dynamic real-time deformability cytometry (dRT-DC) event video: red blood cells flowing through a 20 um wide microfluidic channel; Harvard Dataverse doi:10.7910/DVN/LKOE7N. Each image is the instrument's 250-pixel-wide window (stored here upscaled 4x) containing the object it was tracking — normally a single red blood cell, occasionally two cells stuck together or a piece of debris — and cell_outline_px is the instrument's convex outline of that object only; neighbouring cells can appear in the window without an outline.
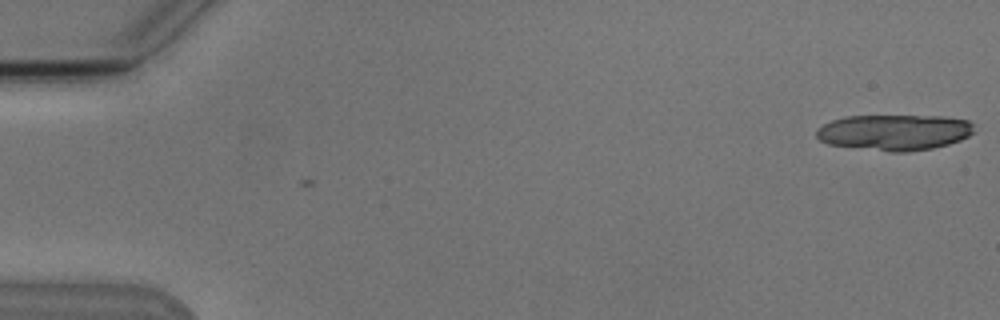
{"species": "Egyptian fruit bat (a non-hibernating species)", "species_latin": "Rousettus aegyptiacus", "temperature_condition": "cold", "stored_images_in_passage": 4, "camera_frame_rate_fps": 3000, "um_per_image_px": 0.085, "animal": {"sex": "male"}, "frame": {"image": 1, "passage_image": 1, "time_ms": 0.0, "image_size_px": [1000, 320], "cell_outline_px": [[972, 132], [968, 136], [960, 140], [948, 144], [932, 148], [908, 152], [888, 152], [828, 144], [820, 140], [816, 136], [816, 132], [824, 124], [832, 120], [844, 116], [944, 116], [968, 120], [972, 124]], "centroid_in_image_um": [76.01, 11.25], "position_along_channel_um": 9.0, "area_um2": 32.89}}